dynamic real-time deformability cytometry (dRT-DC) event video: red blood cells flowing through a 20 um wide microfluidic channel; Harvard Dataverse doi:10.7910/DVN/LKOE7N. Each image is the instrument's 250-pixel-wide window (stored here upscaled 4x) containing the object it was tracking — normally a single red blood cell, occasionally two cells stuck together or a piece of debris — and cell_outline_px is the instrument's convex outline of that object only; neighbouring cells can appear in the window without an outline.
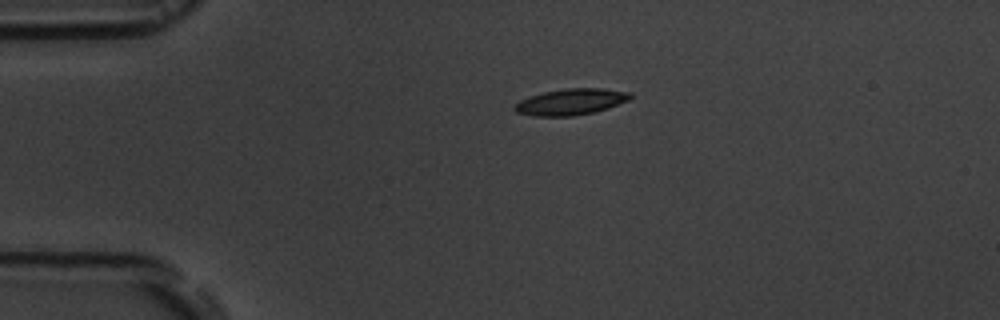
{"species": "common noctule bat (a hibernating species)", "species_latin": "Nyctalus noctula", "temperature_condition": "room temperature", "stored_images_in_passage": 2, "camera_frame_rate_fps": 3000, "um_per_image_px": 0.085, "animal": {"sex": "male", "body_mass_g": 19.5, "forearm_length_mm": 54.6}, "frame": {"image": 1, "passage_image": 1, "time_ms": 0.0, "image_size_px": [1000, 320], "cell_outline_px": [[632, 96], [628, 100], [608, 108], [592, 112], [572, 116], [532, 116], [516, 112], [512, 108], [520, 100], [528, 96], [544, 92], [564, 88], [604, 88], [632, 92]], "centroid_in_image_um": [48.51, 8.65], "position_along_channel_um": 36.5, "area_um2": 17.74}}